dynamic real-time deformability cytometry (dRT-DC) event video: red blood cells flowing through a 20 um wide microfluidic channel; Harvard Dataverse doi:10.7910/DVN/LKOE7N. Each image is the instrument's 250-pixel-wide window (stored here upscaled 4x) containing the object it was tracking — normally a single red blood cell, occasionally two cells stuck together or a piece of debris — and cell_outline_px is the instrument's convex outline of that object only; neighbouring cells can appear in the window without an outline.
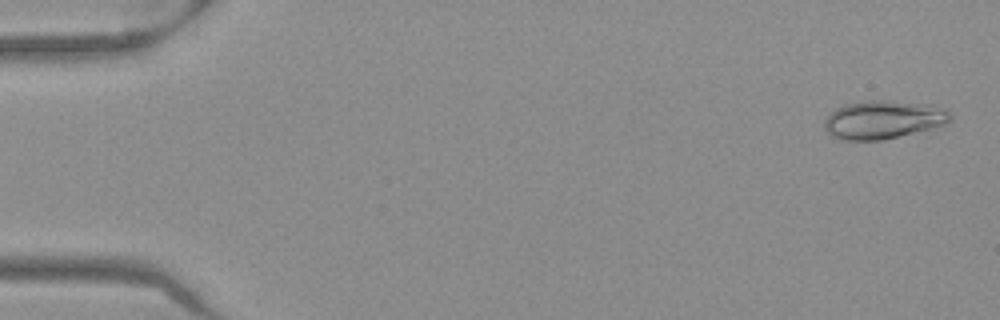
{"species": "Egyptian fruit bat (a non-hibernating species)", "species_latin": "Rousettus aegyptiacus", "temperature_condition": "warm", "stored_images_in_passage": 51, "camera_frame_rate_fps": 3000, "um_per_image_px": 0.085, "frame": {"image": 1, "passage_image": 2, "time_ms": 0.333, "image_size_px": [1000, 320], "cell_outline_px": [[952, 120], [944, 124], [932, 128], [880, 140], [844, 140], [832, 136], [824, 128], [824, 120], [836, 108], [844, 104], [864, 100], [880, 100], [916, 104], [948, 112], [952, 116]], "centroid_in_image_um": [74.96, 10.19], "position_along_channel_um": 10.0, "area_um2": 27.22}}
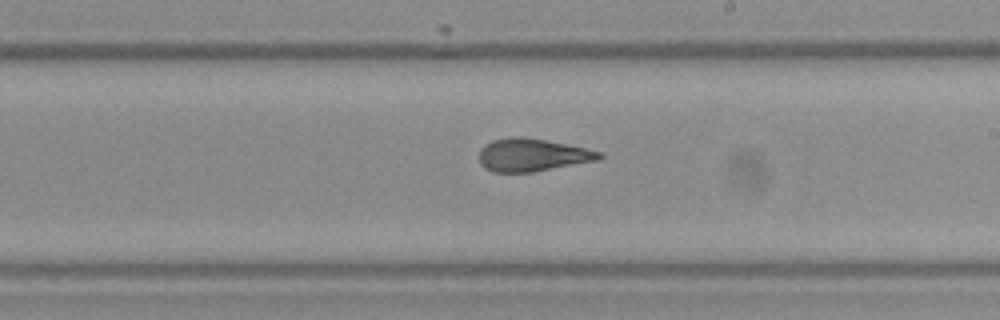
{"frame": {"image": 2, "passage_image": 30, "time_ms": 9.667, "image_size_px": [1000, 320], "cell_outline_px": [[604, 156], [600, 160], [532, 172], [492, 172], [484, 168], [480, 164], [480, 148], [492, 140], [512, 136], [520, 136], [568, 144], [604, 152]], "centroid_in_image_um": [45.27, 13.17], "position_along_channel_um": 243.7, "area_um2": 23.12}}
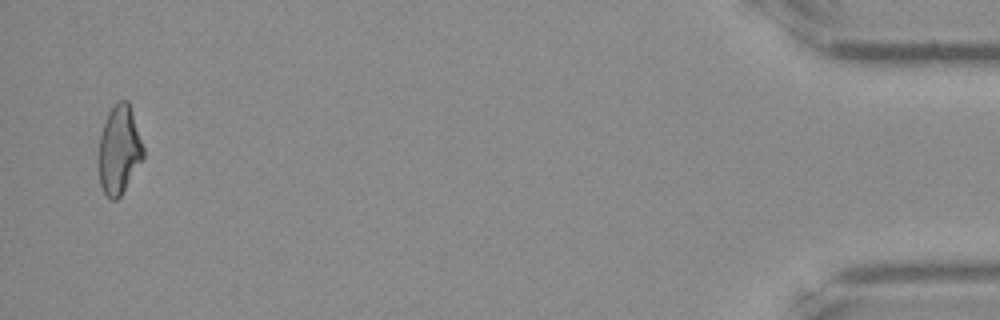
{"frame": {"image": 3, "passage_image": 50, "time_ms": 16.333, "image_size_px": [1000, 320], "cell_outline_px": [[144, 156], [120, 196], [116, 200], [108, 200], [100, 184], [100, 136], [108, 112], [120, 100], [128, 100], [144, 148]], "centroid_in_image_um": [10.14, 12.75], "position_along_channel_um": 425.1, "area_um2": 22.43}, "authors_computed_cell_mechanics": {"area_um2": 23.5824, "velocity_mm_per_s": 3.9912, "shape_relaxation_time_tau1_ms": 9.9787, "shape_relaxation_time_tau2_ms": 2.0402, "deformation_change_tau1": 0.2772, "deformation_change_tau2": 0.0873}}